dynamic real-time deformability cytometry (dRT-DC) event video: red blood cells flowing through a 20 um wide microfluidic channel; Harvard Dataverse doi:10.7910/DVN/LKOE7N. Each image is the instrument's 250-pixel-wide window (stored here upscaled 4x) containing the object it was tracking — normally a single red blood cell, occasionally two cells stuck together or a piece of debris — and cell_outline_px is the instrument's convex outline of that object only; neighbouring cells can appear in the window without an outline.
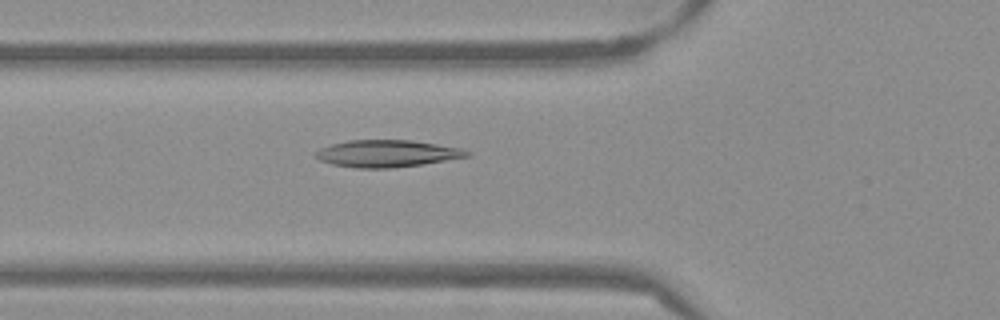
{"species": "Egyptian fruit bat (a non-hibernating species)", "species_latin": "Rousettus aegyptiacus", "temperature_condition": "warm", "stored_images_in_passage": 53, "camera_frame_rate_fps": 3000, "um_per_image_px": 0.085, "frame": {"image": 1, "passage_image": 19, "time_ms": 6.0, "image_size_px": [1000, 320], "cell_outline_px": [[472, 156], [424, 164], [392, 168], [356, 168], [332, 164], [320, 160], [316, 156], [316, 152], [320, 148], [332, 144], [348, 140], [412, 140], [464, 148], [472, 152]], "centroid_in_image_um": [32.98, 13.05], "position_along_channel_um": 92.8, "area_um2": 24.04}}
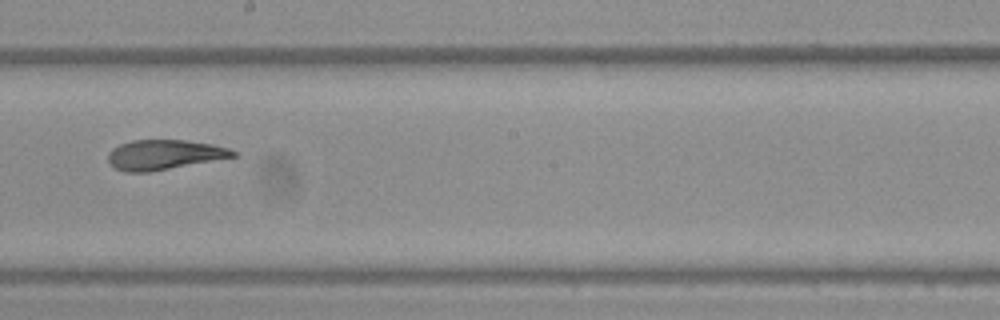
{"frame": {"image": 2, "passage_image": 30, "time_ms": 9.667, "image_size_px": [1000, 320], "cell_outline_px": [[236, 156], [148, 172], [124, 172], [116, 168], [108, 160], [108, 152], [112, 148], [120, 144], [132, 140], [184, 140], [212, 144], [228, 148], [236, 152]], "centroid_in_image_um": [13.92, 13.14], "position_along_channel_um": 234.3, "area_um2": 21.44}}
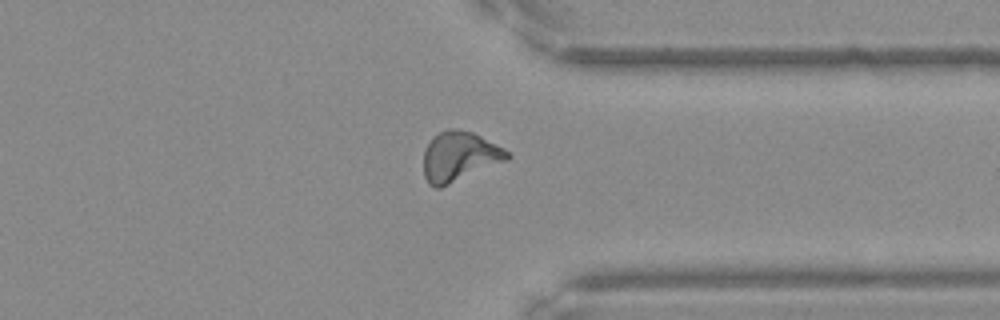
{"frame": {"image": 3, "passage_image": 41, "time_ms": 13.333, "image_size_px": [1000, 320], "cell_outline_px": [[512, 156], [508, 160], [440, 188], [436, 188], [428, 184], [424, 176], [424, 152], [432, 136], [448, 128], [456, 128], [472, 132], [504, 148]], "centroid_in_image_um": [39.04, 13.3], "position_along_channel_um": 372.4, "area_um2": 24.28}, "authors_computed_cell_mechanics": {"area_um2": 22.8888, "velocity_mm_per_s": 3.8346, "shape_relaxation_time_tau1_ms": null, "shape_relaxation_time_tau2_ms": 2.9941, "deformation_change_tau1": null, "deformation_change_tau2": 0.0983}}